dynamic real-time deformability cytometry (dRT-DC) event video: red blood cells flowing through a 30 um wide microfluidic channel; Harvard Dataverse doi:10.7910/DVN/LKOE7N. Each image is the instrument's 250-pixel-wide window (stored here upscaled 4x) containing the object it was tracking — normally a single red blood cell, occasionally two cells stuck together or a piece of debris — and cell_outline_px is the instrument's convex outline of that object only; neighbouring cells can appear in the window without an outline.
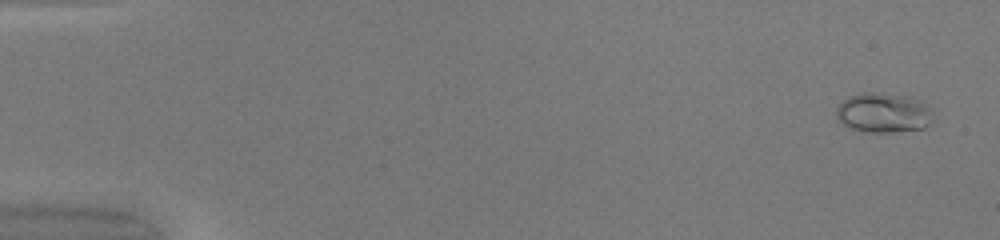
{"species": "common noctule bat (a hibernating species)", "species_latin": "Nyctalus noctula", "temperature_condition": "warm", "stored_images_in_passage": 50, "camera_frame_rate_fps": 3000, "um_per_image_px": 0.085, "animal": {"sex": "female", "body_mass_g": 20.0, "forearm_length_mm": 54.0}, "frame": {"image": 1, "passage_image": 3, "time_ms": 0.667, "image_size_px": [1000, 240], "cell_outline_px": [[932, 120], [924, 128], [892, 132], [868, 132], [848, 128], [836, 120], [836, 108], [848, 96], [860, 92], [880, 92], [912, 96], [924, 100], [932, 108]], "centroid_in_image_um": [75.1, 9.56], "position_along_channel_um": 9.9, "area_um2": 23.12}}
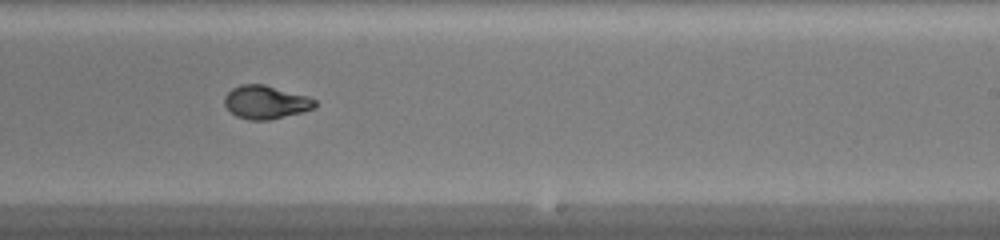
{"frame": {"image": 2, "passage_image": 32, "time_ms": 10.333, "image_size_px": [1000, 240], "cell_outline_px": [[316, 108], [304, 112], [268, 120], [248, 120], [236, 116], [224, 104], [224, 96], [232, 88], [240, 84], [264, 84], [308, 96], [316, 100]], "centroid_in_image_um": [22.6, 8.68], "position_along_channel_um": 266.4, "area_um2": 17.69}}
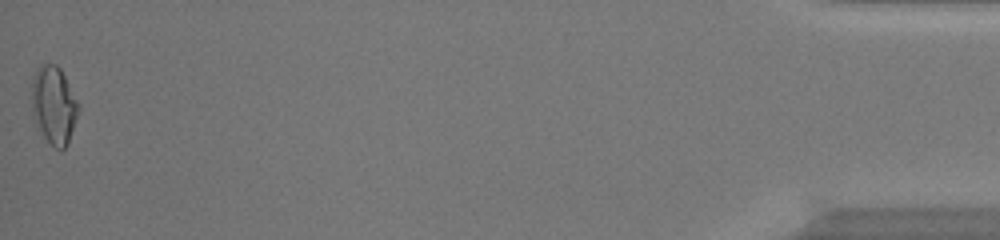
{"frame": {"image": 3, "passage_image": 50, "time_ms": 16.333, "image_size_px": [1000, 240], "cell_outline_px": [[80, 108], [68, 144], [60, 152], [44, 136], [32, 112], [32, 76], [36, 68], [40, 64], [56, 64], [60, 68], [80, 104]], "centroid_in_image_um": [4.6, 8.9], "position_along_channel_um": 430.6, "area_um2": 21.15}, "authors_computed_cell_mechanics": {"area_um2": 17.9758, "velocity_mm_per_s": 4.2736, "shape_relaxation_time_tau1_ms": 5.8572, "shape_relaxation_time_tau2_ms": null, "deformation_change_tau1": 0.2376, "deformation_change_tau2": null}}